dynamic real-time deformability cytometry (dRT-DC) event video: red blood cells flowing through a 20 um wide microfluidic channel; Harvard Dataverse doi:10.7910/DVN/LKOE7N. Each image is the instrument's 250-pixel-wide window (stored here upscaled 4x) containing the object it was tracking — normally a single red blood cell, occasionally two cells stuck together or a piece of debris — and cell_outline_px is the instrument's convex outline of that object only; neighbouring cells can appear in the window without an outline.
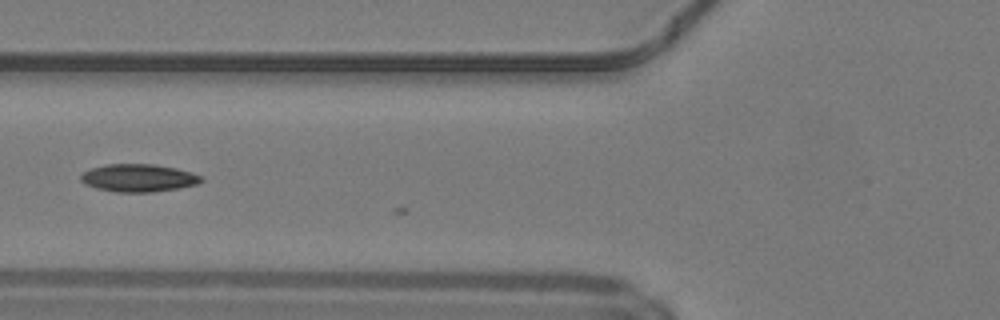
{"species": "common noctule bat (a hibernating species)", "species_latin": "Nyctalus noctula", "temperature_condition": "warm", "stored_images_in_passage": 8, "camera_frame_rate_fps": 3000, "um_per_image_px": 0.085, "animal": {"sex": "male", "body_mass_g": 19.2, "forearm_length_mm": 51.8}, "frame": {"image": 1, "passage_image": 7, "time_ms": 2.0, "image_size_px": [1000, 320], "cell_outline_px": [[204, 180], [196, 184], [176, 188], [152, 192], [116, 192], [96, 188], [84, 184], [80, 180], [80, 176], [84, 172], [92, 168], [108, 164], [152, 164], [176, 168], [192, 172], [204, 176]], "centroid_in_image_um": [11.78, 15.12], "position_along_channel_um": 114.0, "area_um2": 19.42}}